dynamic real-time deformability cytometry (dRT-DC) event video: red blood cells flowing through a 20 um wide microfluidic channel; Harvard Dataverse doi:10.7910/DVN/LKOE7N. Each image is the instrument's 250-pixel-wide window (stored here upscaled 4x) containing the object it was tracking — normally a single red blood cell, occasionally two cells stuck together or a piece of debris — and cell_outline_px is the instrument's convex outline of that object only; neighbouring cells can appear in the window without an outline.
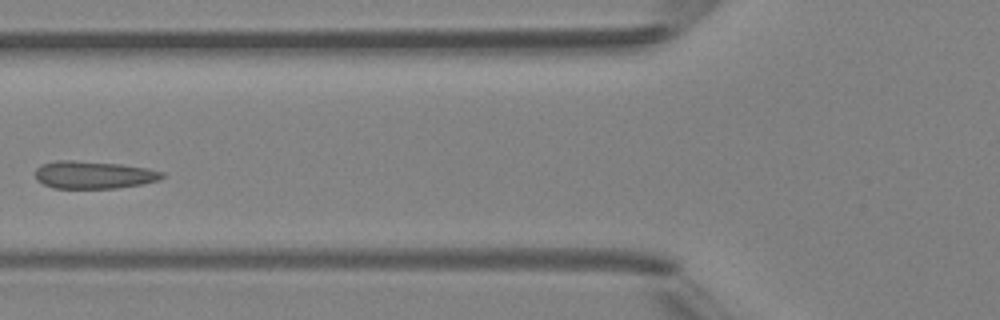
{"species": "Egyptian fruit bat (a non-hibernating species)", "species_latin": "Rousettus aegyptiacus", "temperature_condition": "room temperature", "stored_images_in_passage": 5, "camera_frame_rate_fps": 3000, "um_per_image_px": 0.085, "animal": {"sex": "female"}, "frame": {"image": 1, "passage_image": 3, "time_ms": 2.333, "image_size_px": [1000, 320], "cell_outline_px": [[164, 176], [160, 180], [144, 184], [116, 188], [52, 188], [36, 180], [36, 168], [40, 164], [56, 160], [72, 160], [120, 164], [148, 168], [164, 172]], "centroid_in_image_um": [7.97, 14.86], "position_along_channel_um": 117.8, "area_um2": 20.58}}
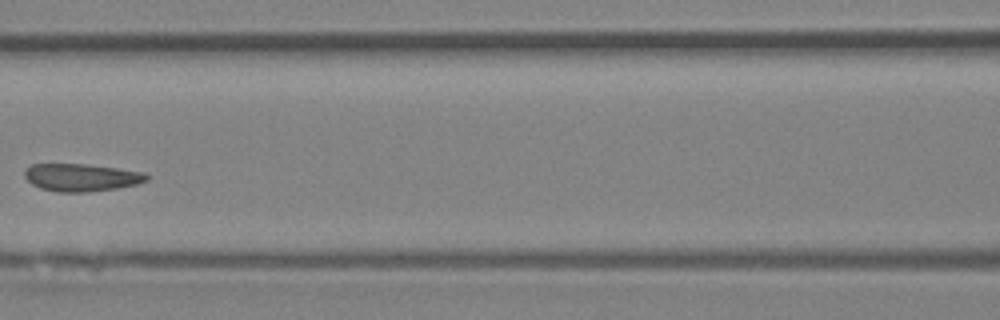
{"frame": {"image": 2, "passage_image": 4, "time_ms": 3.333, "image_size_px": [1000, 320], "cell_outline_px": [[148, 180], [136, 184], [116, 188], [88, 192], [56, 192], [40, 188], [32, 184], [24, 176], [24, 172], [32, 164], [88, 164], [144, 172], [148, 176]], "centroid_in_image_um": [6.91, 15.08], "position_along_channel_um": 159.7, "area_um2": 19.54}}
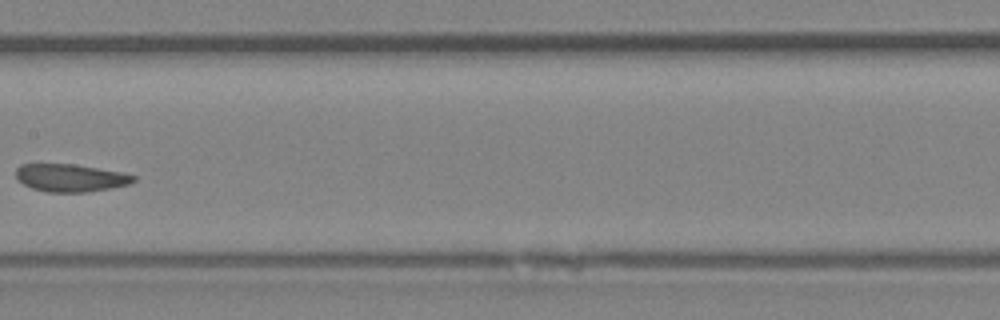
{"frame": {"image": 3, "passage_image": 5, "time_ms": 4.333, "image_size_px": [1000, 320], "cell_outline_px": [[136, 180], [128, 184], [108, 188], [84, 192], [48, 192], [32, 188], [24, 184], [16, 176], [16, 168], [20, 164], [72, 164], [120, 172], [136, 176]], "centroid_in_image_um": [5.96, 15.11], "position_along_channel_um": 201.4, "area_um2": 18.61}}